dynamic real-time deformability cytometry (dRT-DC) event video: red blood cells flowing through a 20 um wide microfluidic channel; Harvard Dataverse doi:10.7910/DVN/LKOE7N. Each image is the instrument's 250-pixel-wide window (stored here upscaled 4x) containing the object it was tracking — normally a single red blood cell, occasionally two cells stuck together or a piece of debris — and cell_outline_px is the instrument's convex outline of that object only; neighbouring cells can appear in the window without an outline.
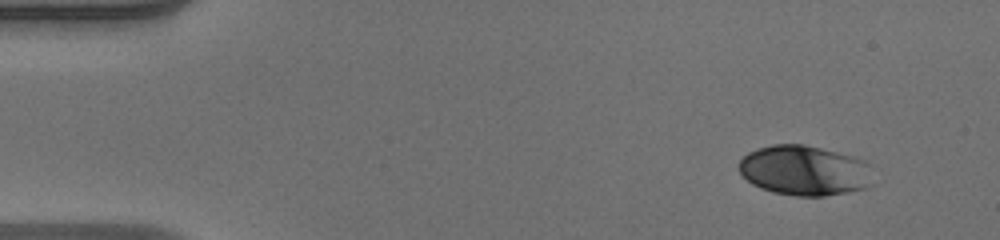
{"species": "human", "species_latin": "Homo sapiens", "temperature_condition": "warm", "stored_images_in_passage": 46, "camera_frame_rate_fps": 3000, "um_per_image_px": 0.085, "donor": {"sex": "male"}, "frame": {"image": 1, "passage_image": 1, "time_ms": 0.0, "image_size_px": [1000, 240], "cell_outline_px": [[872, 184], [868, 188], [848, 192], [824, 196], [796, 196], [772, 192], [760, 188], [752, 184], [740, 172], [740, 160], [748, 152], [772, 144], [804, 144], [852, 156], [864, 160], [868, 164]], "centroid_in_image_um": [68.39, 14.5], "position_along_channel_um": 16.6, "area_um2": 39.02}}
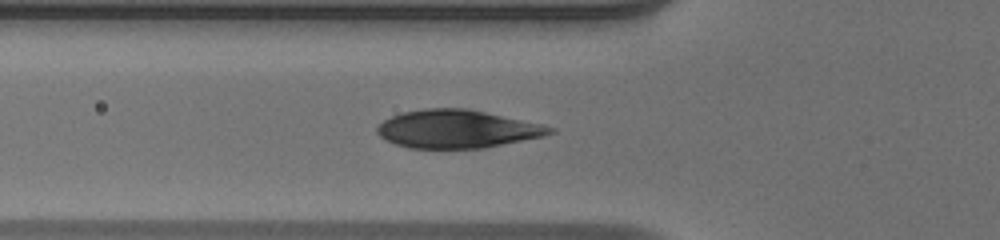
{"frame": {"image": 2, "passage_image": 14, "time_ms": 4.333, "image_size_px": [1000, 240], "cell_outline_px": [[556, 132], [544, 136], [484, 148], [408, 148], [384, 140], [376, 132], [376, 128], [384, 120], [392, 116], [404, 112], [428, 108], [468, 108], [540, 124], [556, 128]], "centroid_in_image_um": [38.85, 10.97], "position_along_channel_um": 87.0, "area_um2": 38.21}}
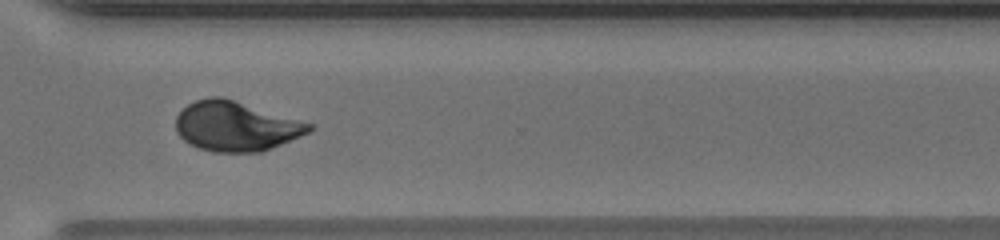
{"frame": {"image": 3, "passage_image": 33, "time_ms": 10.667, "image_size_px": [1000, 240], "cell_outline_px": [[312, 128], [308, 132], [300, 136], [260, 152], [212, 152], [188, 144], [176, 132], [176, 116], [188, 104], [196, 100], [208, 96], [220, 96], [312, 124]], "centroid_in_image_um": [19.98, 10.73], "position_along_channel_um": 350.6, "area_um2": 38.09}, "authors_computed_cell_mechanics": {"area_um2": 38.1191, "velocity_mm_per_s": 4.156, "shape_relaxation_time_tau1_ms": 4.6285, "shape_relaxation_time_tau2_ms": null, "deformation_change_tau1": 0.18, "deformation_change_tau2": null}}